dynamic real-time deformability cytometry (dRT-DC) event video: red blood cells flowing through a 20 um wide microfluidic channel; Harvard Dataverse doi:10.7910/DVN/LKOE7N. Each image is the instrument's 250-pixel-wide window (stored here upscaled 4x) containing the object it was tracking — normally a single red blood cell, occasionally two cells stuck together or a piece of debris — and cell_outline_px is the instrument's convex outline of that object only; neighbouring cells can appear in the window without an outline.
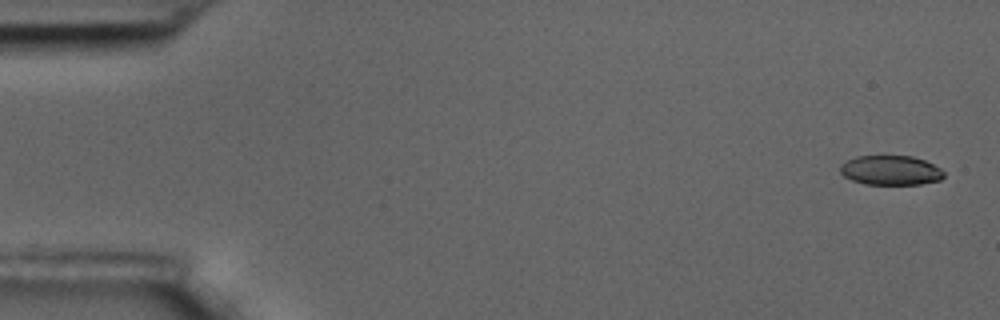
{"species": "common noctule bat (a hibernating species)", "species_latin": "Nyctalus noctula", "temperature_condition": "room temperature", "stored_images_in_passage": 8, "camera_frame_rate_fps": 3000, "um_per_image_px": 0.085, "animal": {"sex": "male", "body_mass_g": 17.5, "forearm_length_mm": 52.3}, "frame": {"image": 1, "passage_image": 1, "time_ms": 0.0, "image_size_px": [1000, 320], "cell_outline_px": [[944, 176], [940, 180], [920, 184], [864, 184], [852, 180], [844, 176], [840, 172], [840, 164], [856, 156], [912, 156], [924, 160], [940, 168], [944, 172]], "centroid_in_image_um": [75.69, 14.47], "position_along_channel_um": 9.3, "area_um2": 17.8}}
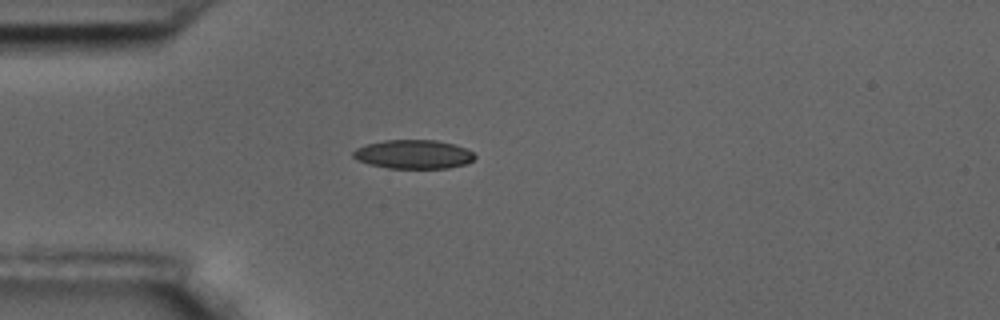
{"frame": {"image": 2, "passage_image": 5, "time_ms": 1.333, "image_size_px": [1000, 320], "cell_outline_px": [[476, 156], [472, 160], [464, 164], [448, 168], [388, 168], [368, 164], [356, 160], [352, 156], [352, 152], [356, 148], [368, 144], [384, 140], [436, 140], [456, 144], [468, 148]], "centroid_in_image_um": [35.14, 13.11], "position_along_channel_um": 49.9, "area_um2": 20.58}}